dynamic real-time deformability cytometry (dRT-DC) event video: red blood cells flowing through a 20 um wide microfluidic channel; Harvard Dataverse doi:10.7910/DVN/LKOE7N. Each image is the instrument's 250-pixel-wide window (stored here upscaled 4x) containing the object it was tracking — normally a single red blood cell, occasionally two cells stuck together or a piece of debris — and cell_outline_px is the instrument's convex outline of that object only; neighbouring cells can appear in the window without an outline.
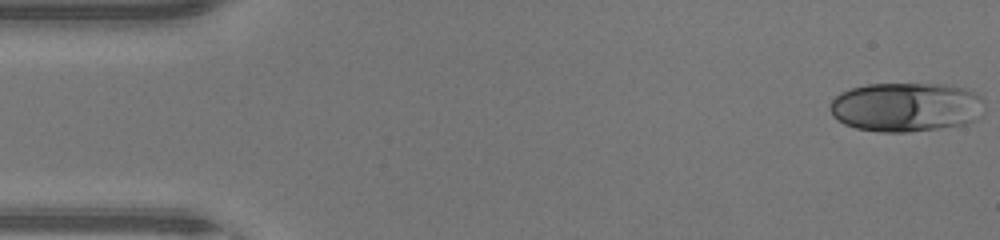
{"species": "human", "species_latin": "Homo sapiens", "temperature_condition": "warm", "stored_images_in_passage": 45, "camera_frame_rate_fps": 3000, "um_per_image_px": 0.085, "donor": {"sex": "male"}, "frame": {"image": 1, "passage_image": 1, "time_ms": 0.0, "image_size_px": [1000, 240], "cell_outline_px": [[984, 112], [976, 120], [964, 124], [940, 128], [908, 132], [880, 132], [856, 128], [844, 124], [832, 116], [828, 104], [840, 92], [852, 88], [868, 84], [944, 84], [968, 88], [976, 92], [984, 100]], "centroid_in_image_um": [77.04, 9.09], "position_along_channel_um": 8.0, "area_um2": 44.91}}
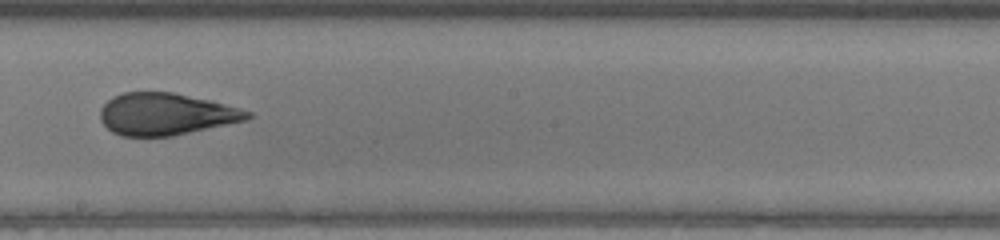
{"frame": {"image": 2, "passage_image": 25, "time_ms": 8.0, "image_size_px": [1000, 240], "cell_outline_px": [[252, 116], [248, 120], [172, 136], [120, 136], [112, 132], [100, 120], [100, 108], [112, 96], [124, 92], [172, 92], [212, 100], [240, 108], [252, 112]], "centroid_in_image_um": [14.11, 9.69], "position_along_channel_um": 234.1, "area_um2": 36.24}}
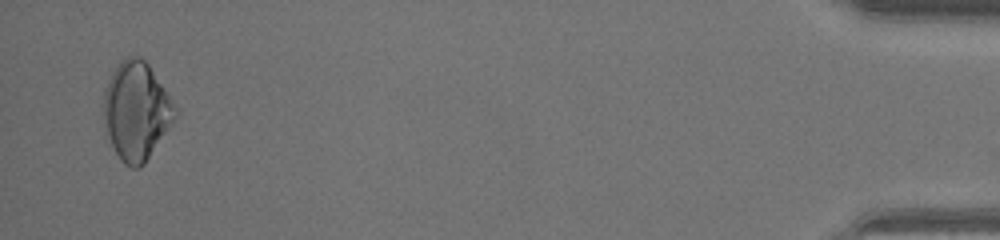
{"frame": {"image": 3, "passage_image": 44, "time_ms": 14.333, "image_size_px": [1000, 240], "cell_outline_px": [[180, 116], [144, 164], [140, 168], [132, 168], [124, 164], [120, 160], [108, 136], [104, 120], [104, 88], [112, 72], [120, 60], [128, 56], [140, 56], [148, 64], [180, 108]], "centroid_in_image_um": [11.66, 9.43], "position_along_channel_um": 423.5, "area_um2": 41.73}, "authors_computed_cell_mechanics": {"area_um2": 37.7434, "velocity_mm_per_s": 4.4983, "shape_relaxation_time_tau1_ms": 9.4708, "shape_relaxation_time_tau2_ms": null, "deformation_change_tau1": 0.2857, "deformation_change_tau2": null}}